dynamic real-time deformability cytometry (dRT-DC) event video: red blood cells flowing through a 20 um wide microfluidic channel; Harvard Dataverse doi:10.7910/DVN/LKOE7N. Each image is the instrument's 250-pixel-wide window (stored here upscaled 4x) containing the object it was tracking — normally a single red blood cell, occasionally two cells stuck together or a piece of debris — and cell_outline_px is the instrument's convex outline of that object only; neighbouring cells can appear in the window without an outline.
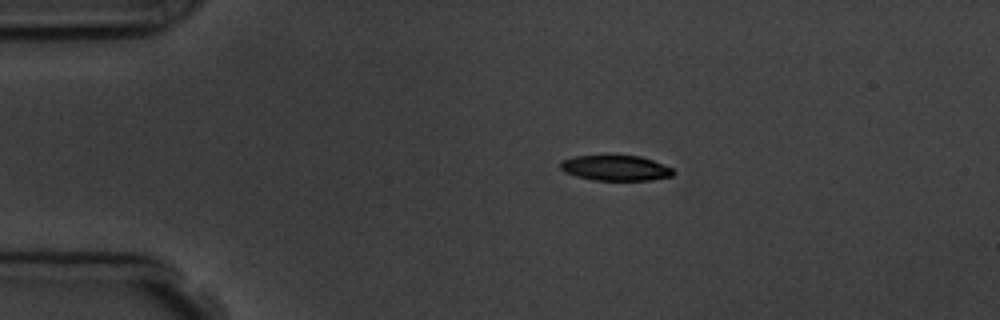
{"species": "common noctule bat (a hibernating species)", "species_latin": "Nyctalus noctula", "temperature_condition": "room temperature", "stored_images_in_passage": 5, "camera_frame_rate_fps": 3000, "um_per_image_px": 0.085, "animal": {"sex": "male", "body_mass_g": 19.5, "forearm_length_mm": 54.6}, "frame": {"image": 1, "passage_image": 2, "time_ms": 1.333, "image_size_px": [1000, 320], "cell_outline_px": [[676, 172], [672, 176], [648, 180], [592, 180], [576, 176], [564, 172], [560, 168], [560, 164], [564, 160], [576, 156], [640, 156], [652, 160], [672, 168]], "centroid_in_image_um": [52.33, 14.29], "position_along_channel_um": 32.7, "area_um2": 16.47}}
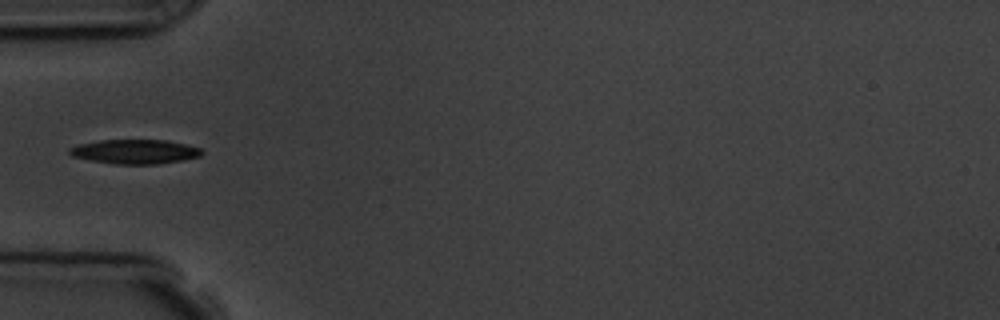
{"frame": {"image": 2, "passage_image": 4, "time_ms": 3.667, "image_size_px": [1000, 320], "cell_outline_px": [[204, 152], [200, 156], [184, 160], [160, 164], [116, 164], [92, 160], [72, 156], [68, 152], [68, 148], [80, 144], [100, 140], [168, 140], [200, 148]], "centroid_in_image_um": [11.49, 12.89], "position_along_channel_um": 73.5, "area_um2": 18.73}}